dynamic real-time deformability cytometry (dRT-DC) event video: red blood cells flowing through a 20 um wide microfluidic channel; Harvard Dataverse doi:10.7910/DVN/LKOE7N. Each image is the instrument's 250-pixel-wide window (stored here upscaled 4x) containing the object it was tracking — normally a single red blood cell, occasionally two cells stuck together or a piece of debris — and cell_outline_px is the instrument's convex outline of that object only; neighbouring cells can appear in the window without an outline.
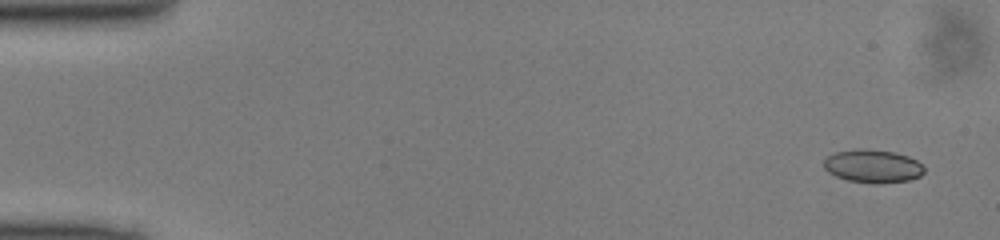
{"species": "common noctule bat (a hibernating species)", "species_latin": "Nyctalus noctula", "temperature_condition": "cold", "stored_images_in_passage": 49, "camera_frame_rate_fps": 3000, "um_per_image_px": 0.085, "animal": {"sex": "male", "body_mass_g": 13.0, "forearm_length_mm": 53.1}, "frame": {"image": 1, "passage_image": 3, "time_ms": 0.667, "image_size_px": [1000, 240], "cell_outline_px": [[924, 172], [920, 176], [908, 180], [880, 184], [872, 184], [848, 180], [836, 176], [828, 172], [824, 168], [824, 160], [828, 156], [836, 152], [852, 148], [868, 148], [896, 152], [908, 156], [916, 160], [924, 168]], "centroid_in_image_um": [74.17, 14.11], "position_along_channel_um": 10.8, "area_um2": 19.65}}
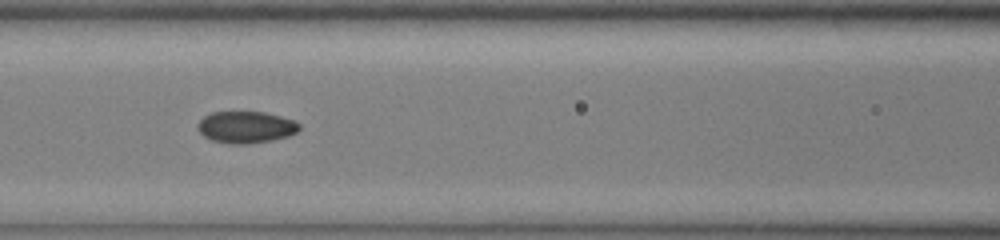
{"frame": {"image": 2, "passage_image": 22, "time_ms": 7.0, "image_size_px": [1000, 240], "cell_outline_px": [[300, 128], [296, 132], [288, 136], [272, 140], [248, 144], [228, 144], [212, 140], [204, 136], [196, 128], [196, 124], [204, 116], [212, 112], [264, 112], [296, 120], [300, 124]], "centroid_in_image_um": [20.9, 10.81], "position_along_channel_um": 145.7, "area_um2": 18.96}}
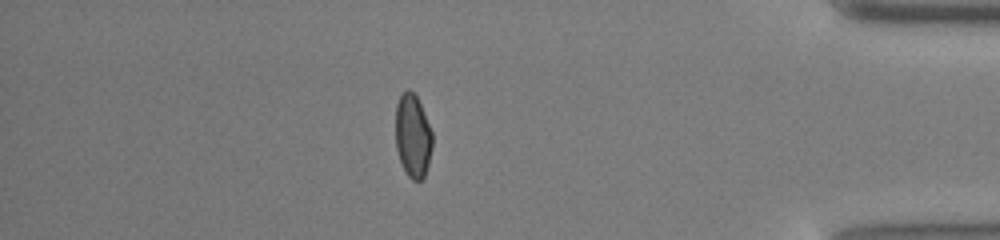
{"frame": {"image": 3, "passage_image": 43, "time_ms": 14.0, "image_size_px": [1000, 240], "cell_outline_px": [[432, 148], [428, 164], [424, 176], [420, 180], [412, 180], [408, 176], [400, 160], [396, 148], [396, 104], [400, 96], [408, 88], [416, 96], [420, 104], [432, 132]], "centroid_in_image_um": [35.08, 11.55], "position_along_channel_um": 400.1, "area_um2": 17.63}}